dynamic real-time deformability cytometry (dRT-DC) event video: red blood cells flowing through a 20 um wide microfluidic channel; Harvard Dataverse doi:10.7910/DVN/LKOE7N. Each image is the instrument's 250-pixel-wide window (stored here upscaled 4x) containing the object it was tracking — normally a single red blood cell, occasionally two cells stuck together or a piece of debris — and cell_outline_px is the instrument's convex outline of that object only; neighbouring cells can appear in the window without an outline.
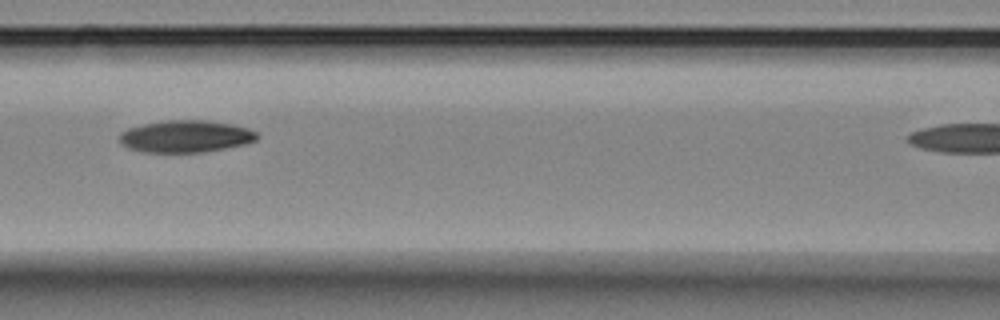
{"species": "Egyptian fruit bat (a non-hibernating species)", "species_latin": "Rousettus aegyptiacus", "temperature_condition": "room temperature", "stored_images_in_passage": 6, "camera_frame_rate_fps": 3000, "um_per_image_px": 0.085, "animal": {"sex": "female"}, "frame": {"image": 1, "passage_image": 4, "time_ms": 3.667, "image_size_px": [1000, 320], "cell_outline_px": [[260, 136], [256, 140], [244, 144], [204, 152], [144, 152], [128, 148], [120, 144], [120, 132], [128, 128], [144, 124], [168, 120], [204, 120], [232, 124], [248, 128], [256, 132]], "centroid_in_image_um": [15.77, 11.59], "position_along_channel_um": 150.8, "area_um2": 25.66}}
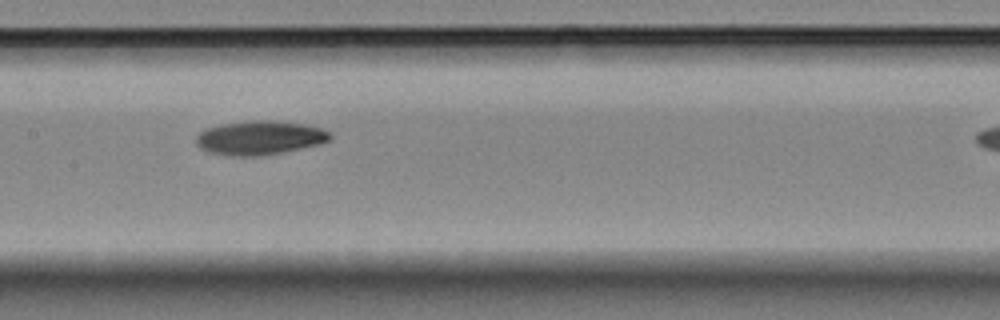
{"frame": {"image": 2, "passage_image": 5, "time_ms": 4.667, "image_size_px": [1000, 320], "cell_outline_px": [[332, 140], [320, 144], [280, 152], [256, 156], [232, 156], [208, 152], [200, 148], [196, 144], [196, 136], [204, 128], [224, 124], [248, 120], [272, 120], [304, 124], [320, 128], [332, 132]], "centroid_in_image_um": [22.08, 11.7], "position_along_channel_um": 185.3, "area_um2": 26.59}}